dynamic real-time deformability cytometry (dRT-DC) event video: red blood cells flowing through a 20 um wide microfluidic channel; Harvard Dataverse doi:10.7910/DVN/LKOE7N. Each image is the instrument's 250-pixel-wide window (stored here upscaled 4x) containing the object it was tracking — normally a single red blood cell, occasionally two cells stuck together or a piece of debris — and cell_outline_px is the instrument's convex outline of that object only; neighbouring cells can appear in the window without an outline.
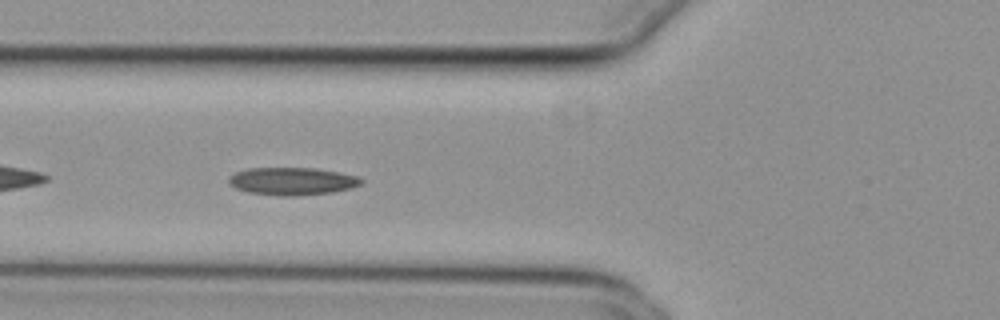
{"species": "common noctule bat (a hibernating species)", "species_latin": "Nyctalus noctula", "temperature_condition": "cold", "stored_images_in_passage": 38, "camera_frame_rate_fps": 3000, "um_per_image_px": 0.085, "animal": {"sex": "female", "body_mass_g": 29.2, "forearm_length_mm": 56.3}, "frame": {"image": 1, "passage_image": 5, "time_ms": 1.333, "image_size_px": [1000, 320], "cell_outline_px": [[364, 184], [352, 188], [332, 192], [292, 196], [284, 196], [248, 192], [236, 188], [228, 184], [228, 176], [236, 172], [248, 168], [316, 168], [340, 172], [360, 176], [364, 180]], "centroid_in_image_um": [24.88, 15.39], "position_along_channel_um": 100.9, "area_um2": 21.56}}
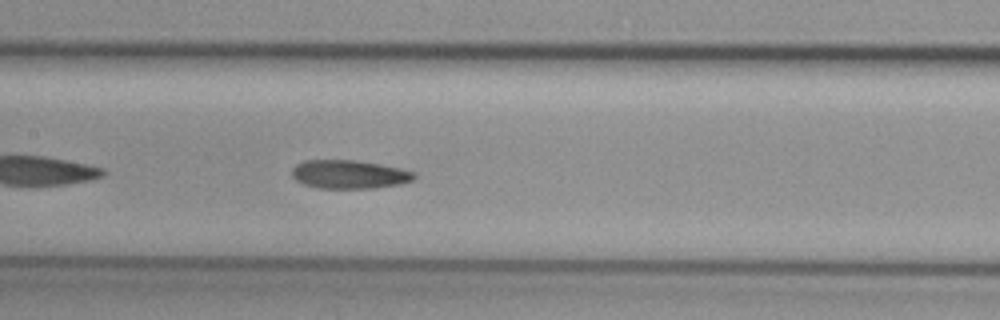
{"frame": {"image": 2, "passage_image": 11, "time_ms": 3.333, "image_size_px": [1000, 320], "cell_outline_px": [[416, 176], [412, 180], [400, 184], [376, 188], [316, 188], [304, 184], [296, 180], [292, 176], [292, 168], [296, 164], [304, 160], [352, 160], [380, 164], [400, 168], [416, 172]], "centroid_in_image_um": [29.68, 14.82], "position_along_channel_um": 177.7, "area_um2": 20.4}}
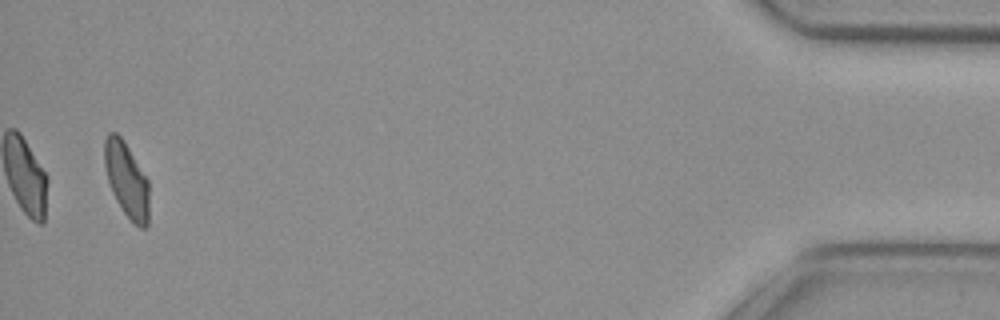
{"frame": {"image": 3, "passage_image": 37, "time_ms": 12.0, "image_size_px": [1000, 320], "cell_outline_px": [[148, 224], [144, 228], [140, 228], [124, 212], [116, 200], [112, 192], [108, 180], [104, 164], [104, 140], [108, 132], [116, 132], [120, 136], [128, 148], [148, 180]], "centroid_in_image_um": [10.74, 15.26], "position_along_channel_um": 424.5, "area_um2": 19.13}, "authors_computed_cell_mechanics": {"area_um2": 20.1144, "velocity_mm_per_s": 3.8177, "shape_relaxation_time_tau1_ms": null, "shape_relaxation_time_tau2_ms": 5.3394, "deformation_change_tau1": null, "deformation_change_tau2": 0.1289}}